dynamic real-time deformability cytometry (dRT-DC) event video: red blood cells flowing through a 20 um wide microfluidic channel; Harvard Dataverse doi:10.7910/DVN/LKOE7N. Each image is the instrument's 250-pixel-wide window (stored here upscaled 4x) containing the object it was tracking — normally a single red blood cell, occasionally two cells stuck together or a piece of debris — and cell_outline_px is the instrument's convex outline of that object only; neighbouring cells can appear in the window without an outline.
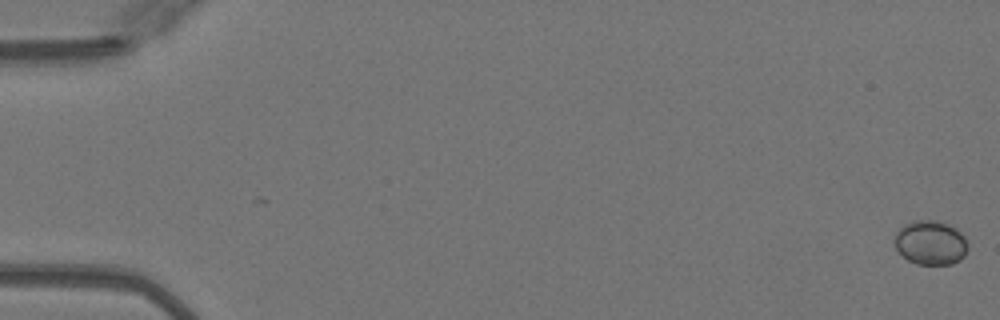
{"species": "Egyptian fruit bat (a non-hibernating species)", "species_latin": "Rousettus aegyptiacus", "temperature_condition": "warm", "stored_images_in_passage": 2, "camera_frame_rate_fps": 3000, "um_per_image_px": 0.085, "animal": {"sex": "female"}, "frame": {"image": 1, "passage_image": 2, "time_ms": 0.333, "image_size_px": [1000, 320], "cell_outline_px": [[968, 248], [964, 256], [960, 260], [952, 264], [916, 264], [908, 260], [896, 248], [896, 232], [904, 224], [912, 220], [936, 220], [948, 224], [956, 228], [964, 236], [968, 244]], "centroid_in_image_um": [79.13, 20.62], "position_along_channel_um": 5.9, "area_um2": 18.9}}